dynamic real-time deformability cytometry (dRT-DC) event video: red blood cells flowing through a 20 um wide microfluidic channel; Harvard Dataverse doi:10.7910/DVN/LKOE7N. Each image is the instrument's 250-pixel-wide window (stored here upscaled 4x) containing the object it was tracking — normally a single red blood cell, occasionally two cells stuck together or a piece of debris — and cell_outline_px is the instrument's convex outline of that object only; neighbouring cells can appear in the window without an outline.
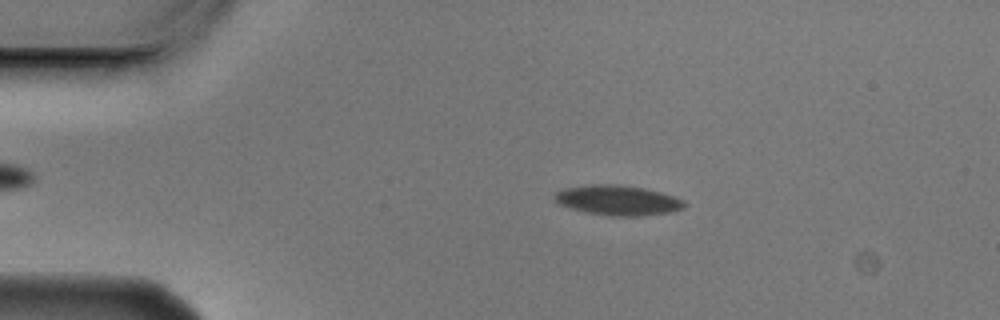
{"species": "Egyptian fruit bat (a non-hibernating species)", "species_latin": "Rousettus aegyptiacus", "temperature_condition": "cold", "stored_images_in_passage": 4, "camera_frame_rate_fps": 3000, "um_per_image_px": 0.085, "animal": {"sex": "male"}, "frame": {"image": 1, "passage_image": 2, "time_ms": 0.333, "image_size_px": [1000, 320], "cell_outline_px": [[688, 204], [684, 208], [668, 212], [636, 216], [612, 216], [588, 212], [568, 208], [560, 204], [556, 200], [556, 192], [564, 188], [592, 184], [616, 184], [644, 188], [660, 192], [684, 200]], "centroid_in_image_um": [52.53, 17.02], "position_along_channel_um": 32.5, "area_um2": 22.43}}
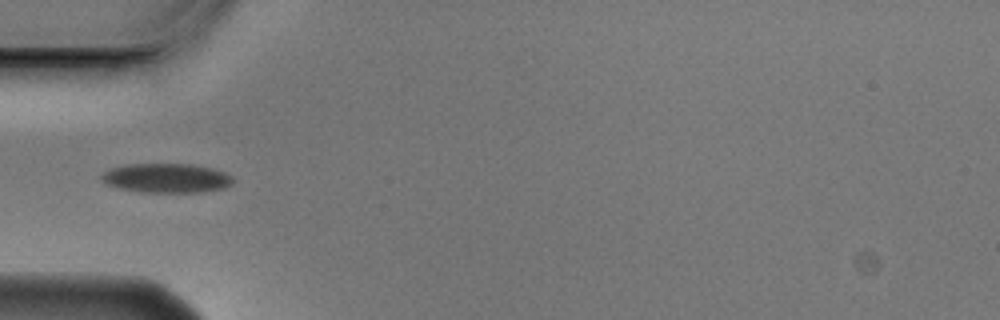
{"frame": {"image": 2, "passage_image": 4, "time_ms": 1.0, "image_size_px": [1000, 320], "cell_outline_px": [[232, 184], [224, 188], [200, 192], [140, 192], [120, 188], [108, 184], [100, 176], [104, 172], [112, 168], [124, 164], [188, 164], [212, 168], [224, 172], [232, 176]], "centroid_in_image_um": [14.16, 15.13], "position_along_channel_um": 70.8, "area_um2": 22.25}}